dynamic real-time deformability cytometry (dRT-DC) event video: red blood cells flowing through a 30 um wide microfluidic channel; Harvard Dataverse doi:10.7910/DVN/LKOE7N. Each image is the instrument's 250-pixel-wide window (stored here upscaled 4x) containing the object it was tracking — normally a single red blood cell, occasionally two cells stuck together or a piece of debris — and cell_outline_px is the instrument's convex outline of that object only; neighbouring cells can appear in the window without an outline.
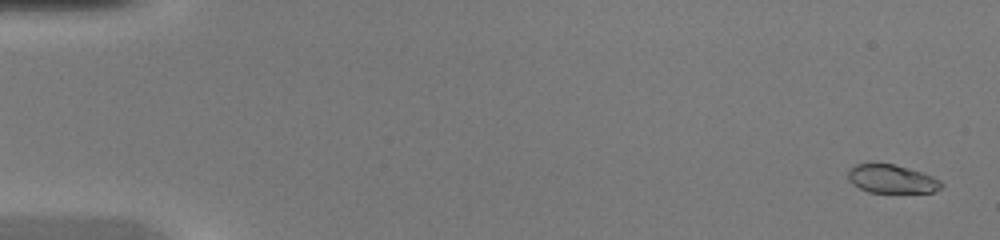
{"species": "common noctule bat (a hibernating species)", "species_latin": "Nyctalus noctula", "temperature_condition": "warm", "stored_images_in_passage": 46, "camera_frame_rate_fps": 3000, "um_per_image_px": 0.085, "animal": {"sex": "female", "body_mass_g": 20.0, "forearm_length_mm": 54.0}, "frame": {"image": 1, "passage_image": 2, "time_ms": 0.333, "image_size_px": [1000, 240], "cell_outline_px": [[944, 184], [940, 188], [932, 192], [868, 192], [852, 184], [848, 180], [848, 168], [856, 164], [868, 160], [892, 164], [908, 168], [932, 176], [940, 180]], "centroid_in_image_um": [75.71, 15.17], "position_along_channel_um": 9.3, "area_um2": 15.84}}
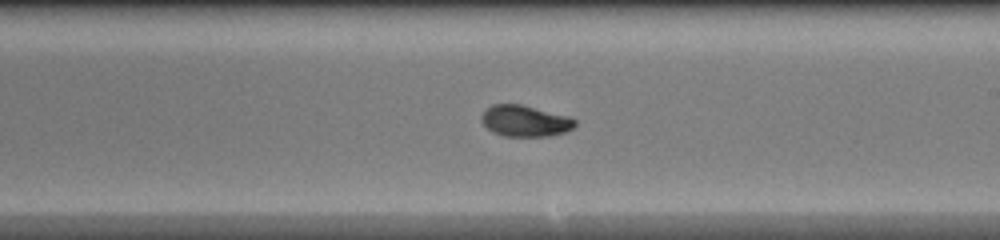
{"frame": {"image": 2, "passage_image": 28, "time_ms": 9.0, "image_size_px": [1000, 240], "cell_outline_px": [[576, 124], [572, 128], [564, 132], [548, 136], [504, 136], [492, 132], [480, 120], [480, 116], [492, 104], [520, 104], [568, 116], [576, 120]], "centroid_in_image_um": [44.61, 10.28], "position_along_channel_um": 244.4, "area_um2": 16.88}}
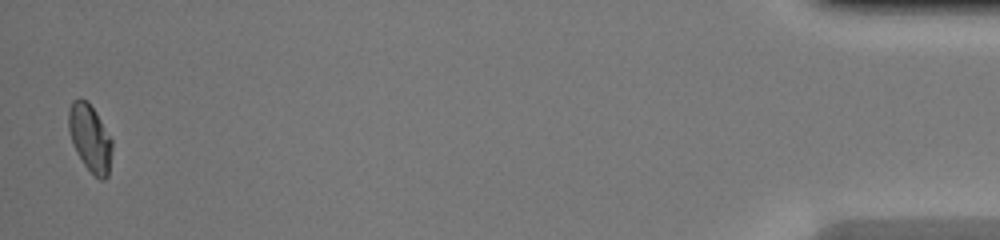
{"frame": {"image": 3, "passage_image": 46, "time_ms": 15.0, "image_size_px": [1000, 240], "cell_outline_px": [[112, 148], [108, 176], [104, 180], [100, 180], [84, 164], [76, 152], [72, 144], [68, 128], [68, 108], [72, 100], [80, 96], [88, 100], [96, 112], [112, 140]], "centroid_in_image_um": [7.63, 11.67], "position_along_channel_um": 427.6, "area_um2": 17.22}}